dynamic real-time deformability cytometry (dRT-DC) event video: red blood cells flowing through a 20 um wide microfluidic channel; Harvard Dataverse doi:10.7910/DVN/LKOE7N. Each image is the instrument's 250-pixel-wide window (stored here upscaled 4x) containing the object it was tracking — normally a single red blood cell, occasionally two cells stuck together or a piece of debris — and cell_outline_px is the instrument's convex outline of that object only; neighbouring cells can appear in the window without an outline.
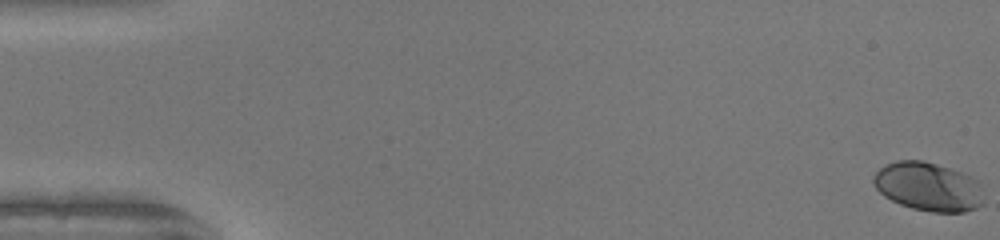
{"species": "human", "species_latin": "Homo sapiens", "temperature_condition": "warm", "stored_images_in_passage": 51, "camera_frame_rate_fps": 3000, "um_per_image_px": 0.085, "donor": {"sex": "female"}, "frame": {"image": 1, "passage_image": 1, "time_ms": 0.0, "image_size_px": [1000, 240], "cell_outline_px": [[984, 204], [976, 208], [964, 212], [932, 212], [912, 208], [900, 204], [884, 196], [876, 188], [872, 180], [872, 176], [884, 164], [896, 160], [924, 160], [972, 176], [980, 180]], "centroid_in_image_um": [78.91, 15.86], "position_along_channel_um": 6.1, "area_um2": 31.62}}
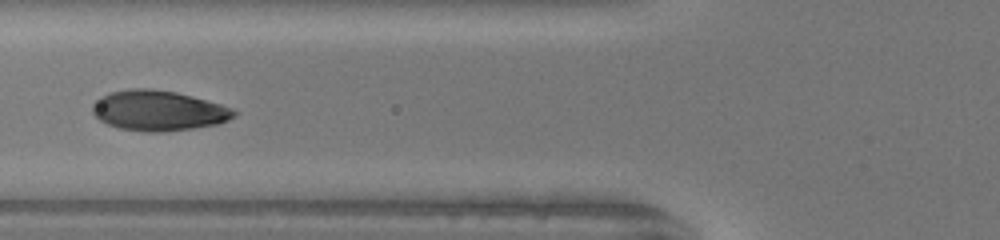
{"frame": {"image": 2, "passage_image": 21, "time_ms": 6.667, "image_size_px": [1000, 240], "cell_outline_px": [[240, 112], [236, 116], [228, 120], [216, 124], [192, 128], [164, 132], [144, 132], [120, 128], [108, 124], [100, 120], [92, 112], [92, 104], [100, 96], [112, 92], [128, 88], [152, 88], [176, 92], [192, 96], [220, 104], [232, 108]], "centroid_in_image_um": [13.47, 9.39], "position_along_channel_um": 112.3, "area_um2": 33.29}}
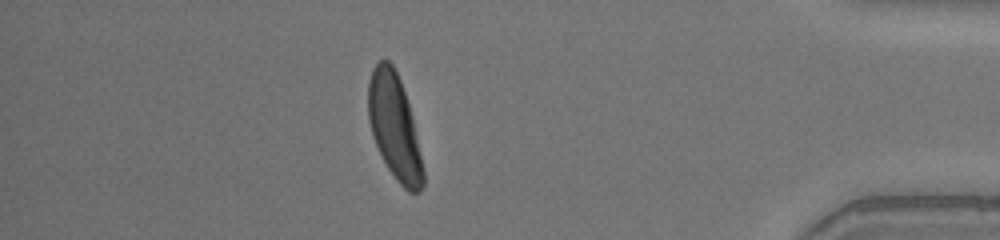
{"frame": {"image": 3, "passage_image": 45, "time_ms": 14.667, "image_size_px": [1000, 240], "cell_outline_px": [[424, 184], [420, 192], [408, 192], [396, 180], [388, 168], [372, 136], [368, 120], [368, 80], [372, 68], [380, 60], [388, 60], [392, 64], [400, 80], [412, 116], [424, 172]], "centroid_in_image_um": [33.51, 10.78], "position_along_channel_um": 401.7, "area_um2": 33.29}, "authors_computed_cell_mechanics": {"area_um2": 32.7148, "velocity_mm_per_s": 4.1496, "shape_relaxation_time_tau1_ms": 2.5935, "shape_relaxation_time_tau2_ms": null, "deformation_change_tau1": 0.1566, "deformation_change_tau2": null}}